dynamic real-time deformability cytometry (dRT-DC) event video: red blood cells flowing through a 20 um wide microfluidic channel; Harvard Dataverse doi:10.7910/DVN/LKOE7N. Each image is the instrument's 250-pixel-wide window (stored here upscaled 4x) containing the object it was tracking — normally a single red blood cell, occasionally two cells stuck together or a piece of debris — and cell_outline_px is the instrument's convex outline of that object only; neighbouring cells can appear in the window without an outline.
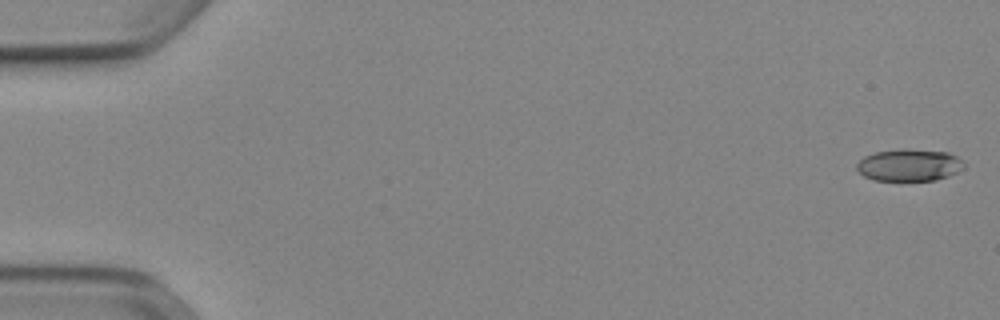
{"species": "Egyptian fruit bat (a non-hibernating species)", "species_latin": "Rousettus aegyptiacus", "temperature_condition": "cold", "stored_images_in_passage": 52, "camera_frame_rate_fps": 3000, "um_per_image_px": 0.085, "animal": {"sex": "female"}, "frame": {"image": 1, "passage_image": 1, "time_ms": 0.0, "image_size_px": [1000, 320], "cell_outline_px": [[964, 168], [948, 176], [936, 180], [872, 180], [864, 176], [856, 168], [856, 164], [864, 156], [876, 152], [948, 152], [956, 156], [964, 164]], "centroid_in_image_um": [77.26, 14.09], "position_along_channel_um": 7.7, "area_um2": 18.96}}
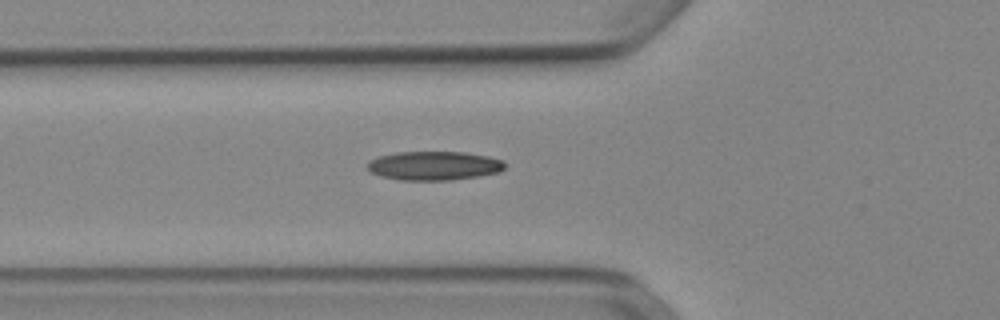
{"frame": {"image": 2, "passage_image": 19, "time_ms": 6.0, "image_size_px": [1000, 320], "cell_outline_px": [[504, 168], [500, 172], [480, 176], [452, 180], [400, 180], [380, 176], [364, 168], [364, 164], [380, 156], [396, 152], [464, 152], [488, 156], [504, 160]], "centroid_in_image_um": [36.88, 14.09], "position_along_channel_um": 88.9, "area_um2": 23.35}}
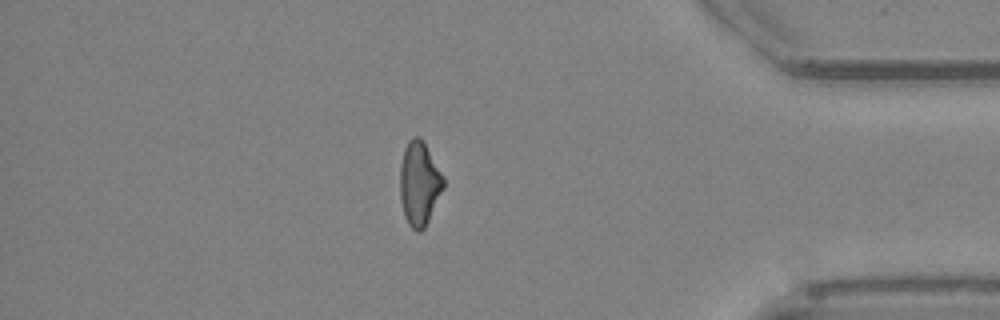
{"frame": {"image": 3, "passage_image": 45, "time_ms": 14.667, "image_size_px": [1000, 320], "cell_outline_px": [[444, 188], [424, 228], [420, 232], [416, 232], [408, 224], [404, 216], [400, 196], [400, 164], [404, 148], [408, 140], [412, 136], [420, 136], [444, 176]], "centroid_in_image_um": [35.63, 15.58], "position_along_channel_um": 399.6, "area_um2": 21.33}, "authors_computed_cell_mechanics": {"area_um2": 21.2993, "velocity_mm_per_s": 3.9311, "shape_relaxation_time_tau1_ms": 10.1584, "shape_relaxation_time_tau2_ms": 4.168, "deformation_change_tau1": 0.2296, "deformation_change_tau2": 0.1213}}